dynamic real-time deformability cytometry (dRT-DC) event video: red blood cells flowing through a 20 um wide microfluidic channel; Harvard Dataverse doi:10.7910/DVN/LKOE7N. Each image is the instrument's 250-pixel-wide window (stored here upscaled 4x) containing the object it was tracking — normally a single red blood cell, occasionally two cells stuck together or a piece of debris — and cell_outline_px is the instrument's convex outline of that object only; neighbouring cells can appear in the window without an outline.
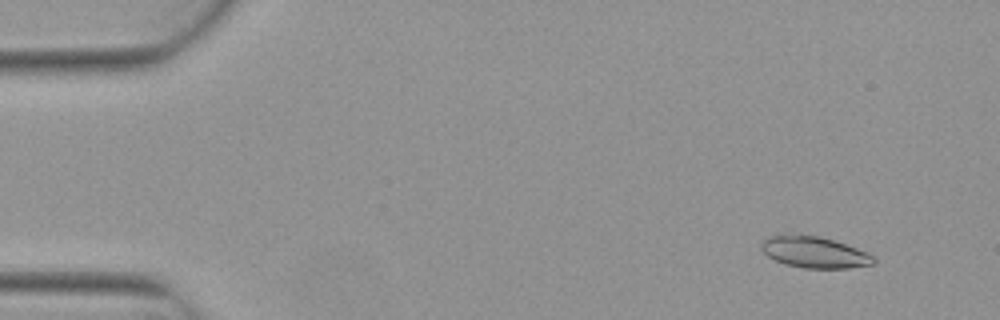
{"species": "Egyptian fruit bat (a non-hibernating species)", "species_latin": "Rousettus aegyptiacus", "temperature_condition": "warm", "stored_images_in_passage": 5, "camera_frame_rate_fps": 3000, "um_per_image_px": 0.085, "animal": {"sex": "female"}, "frame": {"image": 1, "passage_image": 2, "time_ms": 0.333, "image_size_px": [1000, 320], "cell_outline_px": [[876, 264], [848, 268], [804, 268], [784, 264], [768, 256], [760, 248], [764, 240], [768, 236], [820, 236], [868, 252], [876, 260]], "centroid_in_image_um": [69.27, 21.47], "position_along_channel_um": 15.7, "area_um2": 20.06}}
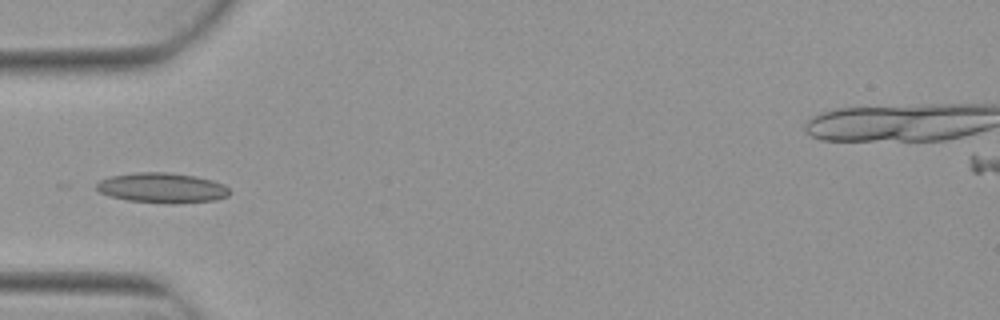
{"frame": {"image": 2, "passage_image": 5, "time_ms": 1.333, "image_size_px": [1000, 320], "cell_outline_px": [[228, 196], [216, 200], [176, 204], [172, 204], [128, 200], [108, 196], [100, 192], [96, 188], [96, 184], [100, 180], [112, 176], [136, 172], [168, 172], [196, 176], [212, 180], [224, 184], [228, 188]], "centroid_in_image_um": [13.78, 15.97], "position_along_channel_um": 71.2, "area_um2": 23.41}}